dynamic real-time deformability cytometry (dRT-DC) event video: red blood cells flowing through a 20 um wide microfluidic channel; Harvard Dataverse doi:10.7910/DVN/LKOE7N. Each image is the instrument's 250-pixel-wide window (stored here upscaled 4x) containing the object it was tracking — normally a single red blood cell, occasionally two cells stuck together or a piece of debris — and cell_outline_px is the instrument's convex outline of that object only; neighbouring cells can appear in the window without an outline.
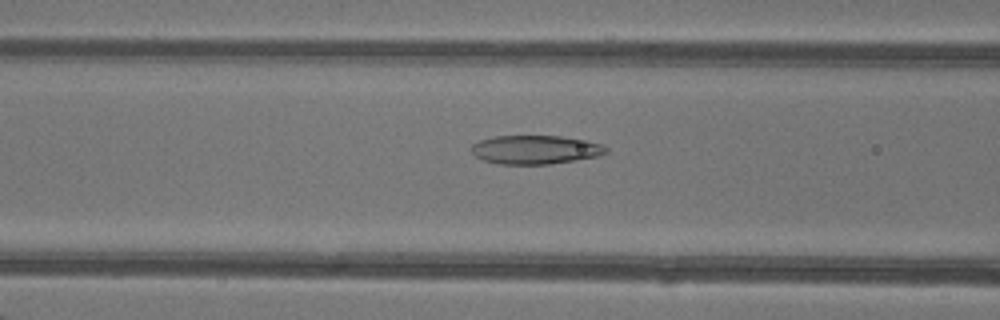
{"species": "common noctule bat (a hibernating species)", "species_latin": "Nyctalus noctula", "temperature_condition": "warm", "stored_images_in_passage": 37, "camera_frame_rate_fps": 3000, "um_per_image_px": 0.085, "animal": {"sex": "female"}, "frame": {"image": 1, "passage_image": 9, "time_ms": 2.667, "image_size_px": [1000, 320], "cell_outline_px": [[608, 152], [600, 156], [548, 164], [496, 164], [484, 160], [476, 156], [472, 152], [472, 144], [480, 140], [492, 136], [560, 136], [588, 140], [604, 144], [608, 148]], "centroid_in_image_um": [45.55, 12.71], "position_along_channel_um": 121.1, "area_um2": 22.72}}
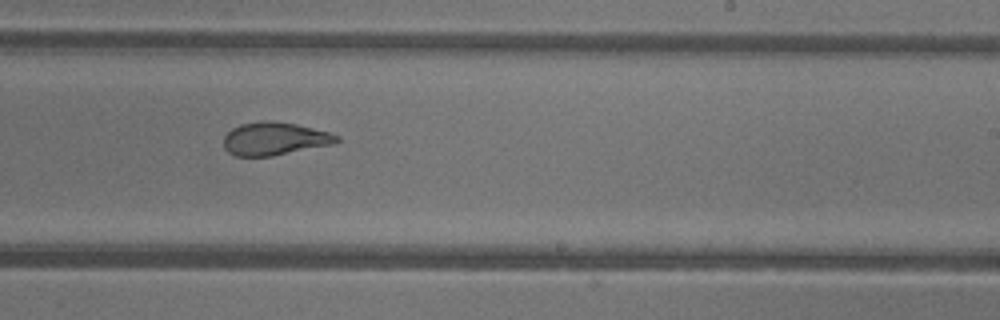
{"frame": {"image": 2, "passage_image": 19, "time_ms": 6.0, "image_size_px": [1000, 320], "cell_outline_px": [[340, 140], [336, 144], [272, 156], [236, 156], [228, 152], [224, 148], [224, 136], [232, 128], [240, 124], [260, 120], [268, 120], [296, 124], [328, 132], [340, 136]], "centroid_in_image_um": [23.35, 11.79], "position_along_channel_um": 265.6, "area_um2": 21.91}}
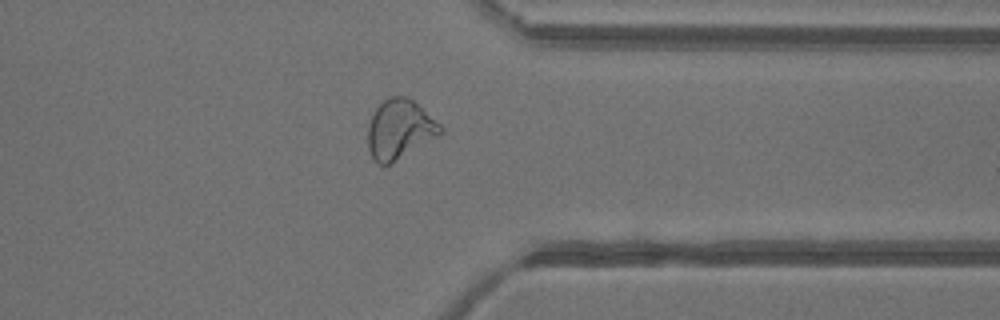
{"frame": {"image": 3, "passage_image": 27, "time_ms": 8.667, "image_size_px": [1000, 320], "cell_outline_px": [[444, 132], [392, 164], [380, 164], [372, 156], [368, 148], [368, 124], [376, 108], [388, 96], [404, 96], [412, 100], [440, 124], [444, 128]], "centroid_in_image_um": [33.97, 11.0], "position_along_channel_um": 377.4, "area_um2": 24.85}, "authors_computed_cell_mechanics": {"area_um2": 23.8714, "velocity_mm_per_s": 4.3436, "shape_relaxation_time_tau1_ms": null, "shape_relaxation_time_tau2_ms": 1.3753, "deformation_change_tau1": null, "deformation_change_tau2": 0.0927}}